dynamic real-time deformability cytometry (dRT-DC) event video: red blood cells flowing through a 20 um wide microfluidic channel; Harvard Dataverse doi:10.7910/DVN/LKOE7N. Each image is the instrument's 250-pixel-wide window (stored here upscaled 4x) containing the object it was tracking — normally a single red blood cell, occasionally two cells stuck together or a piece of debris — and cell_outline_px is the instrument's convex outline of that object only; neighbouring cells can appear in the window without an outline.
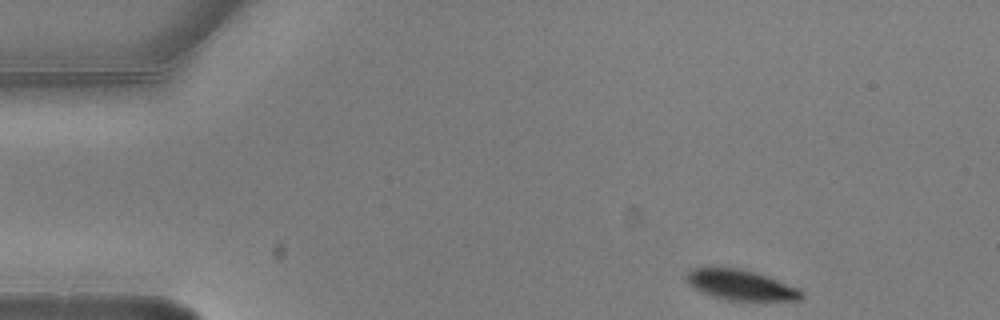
{"species": "common noctule bat (a hibernating species)", "species_latin": "Nyctalus noctula", "temperature_condition": "warm", "stored_images_in_passage": 4, "camera_frame_rate_fps": 3000, "um_per_image_px": 0.085, "animal": {"sex": "male", "body_mass_g": 20.5, "forearm_length_mm": 52.5}, "frame": {"image": 1, "passage_image": 1, "time_ms": 0.0, "image_size_px": [1000, 320], "cell_outline_px": [[804, 296], [800, 300], [728, 300], [712, 296], [696, 288], [688, 280], [688, 272], [692, 268], [740, 268], [756, 272], [768, 276], [796, 288], [804, 292]], "centroid_in_image_um": [63.03, 24.22], "position_along_channel_um": 22.0, "area_um2": 19.77}}